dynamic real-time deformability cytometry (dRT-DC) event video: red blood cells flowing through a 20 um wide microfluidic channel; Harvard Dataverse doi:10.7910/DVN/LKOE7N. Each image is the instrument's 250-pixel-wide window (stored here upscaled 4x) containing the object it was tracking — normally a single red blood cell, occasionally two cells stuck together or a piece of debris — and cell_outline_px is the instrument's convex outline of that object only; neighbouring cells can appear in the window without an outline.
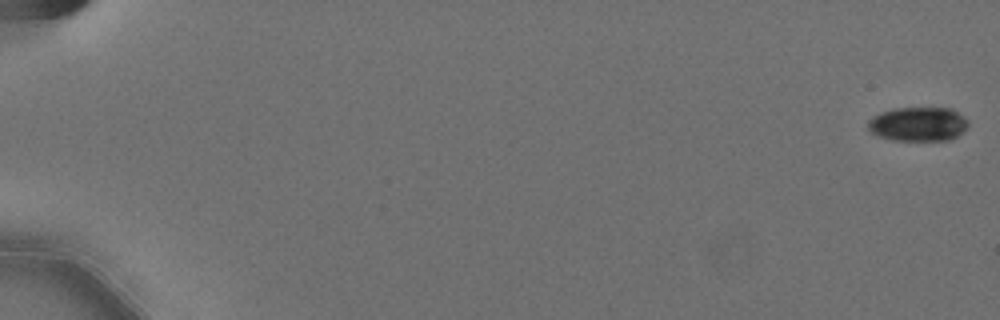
{"species": "Egyptian fruit bat (a non-hibernating species)", "species_latin": "Rousettus aegyptiacus", "temperature_condition": "cold", "stored_images_in_passage": 59, "camera_frame_rate_fps": 3000, "um_per_image_px": 0.085, "animal": {"sex": "female"}, "frame": {"image": 1, "passage_image": 1, "time_ms": 0.0, "image_size_px": [1000, 320], "cell_outline_px": [[968, 128], [964, 132], [948, 140], [892, 140], [876, 136], [868, 132], [868, 120], [872, 116], [880, 112], [896, 108], [952, 108], [964, 116], [968, 120]], "centroid_in_image_um": [78.03, 10.55], "position_along_channel_um": 7.0, "area_um2": 20.29}}
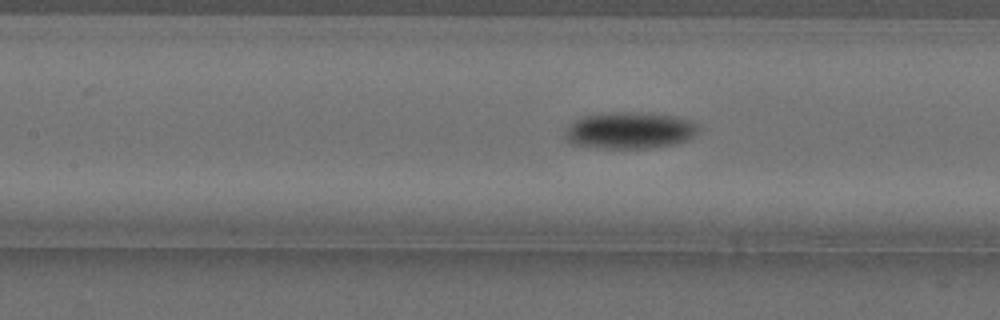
{"frame": {"image": 2, "passage_image": 29, "time_ms": 9.333, "image_size_px": [1000, 320], "cell_outline_px": [[700, 128], [688, 140], [672, 144], [648, 148], [600, 148], [572, 144], [564, 136], [568, 128], [576, 120], [584, 116], [616, 112], [648, 112], [676, 116], [692, 120], [700, 124]], "centroid_in_image_um": [53.59, 11.07], "position_along_channel_um": 153.8, "area_um2": 28.5}}
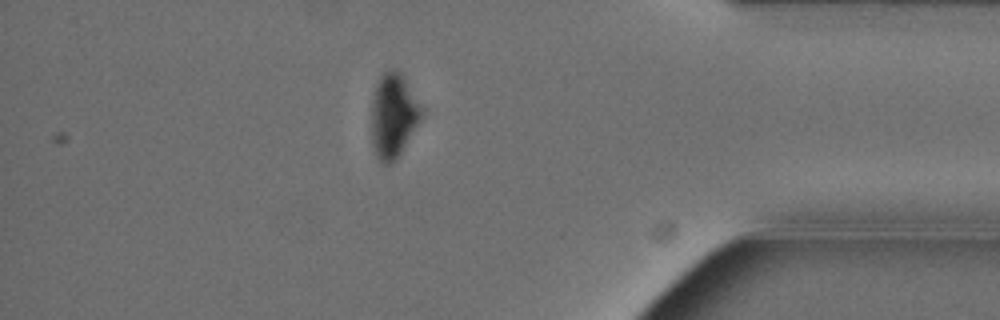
{"frame": {"image": 3, "passage_image": 52, "time_ms": 17.0, "image_size_px": [1000, 320], "cell_outline_px": [[424, 112], [420, 120], [396, 160], [388, 164], [380, 164], [376, 156], [372, 144], [372, 100], [380, 76], [388, 72], [400, 72], [424, 108]], "centroid_in_image_um": [33.45, 9.89], "position_along_channel_um": 401.8, "area_um2": 24.22}, "authors_computed_cell_mechanics": {"area_um2": 24.7962, "velocity_mm_per_s": 3.5805, "shape_relaxation_time_tau1_ms": 2.7943, "shape_relaxation_time_tau2_ms": null, "deformation_change_tau1": 0.101, "deformation_change_tau2": null}}